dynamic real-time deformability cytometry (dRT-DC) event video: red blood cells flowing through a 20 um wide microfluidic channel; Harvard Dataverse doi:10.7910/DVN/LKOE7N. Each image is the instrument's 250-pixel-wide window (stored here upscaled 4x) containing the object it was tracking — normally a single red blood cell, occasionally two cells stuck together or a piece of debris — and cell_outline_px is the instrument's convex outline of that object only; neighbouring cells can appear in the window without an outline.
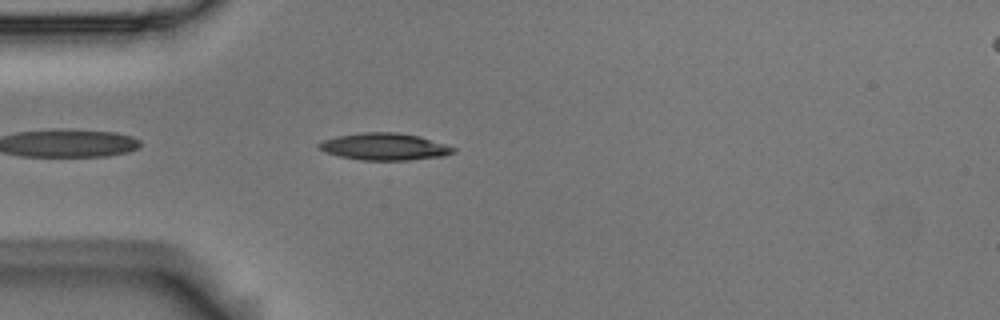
{"species": "Egyptian fruit bat (a non-hibernating species)", "species_latin": "Rousettus aegyptiacus", "temperature_condition": "room temperature", "stored_images_in_passage": 5, "camera_frame_rate_fps": 3000, "um_per_image_px": 0.085, "animal": {"sex": "male"}, "frame": {"image": 1, "passage_image": 5, "time_ms": 1.333, "image_size_px": [1000, 320], "cell_outline_px": [[456, 152], [444, 156], [408, 160], [364, 160], [340, 156], [324, 152], [316, 148], [316, 144], [324, 140], [336, 136], [364, 132], [396, 132], [420, 136], [456, 148]], "centroid_in_image_um": [32.66, 12.46], "position_along_channel_um": 52.3, "area_um2": 21.21}}